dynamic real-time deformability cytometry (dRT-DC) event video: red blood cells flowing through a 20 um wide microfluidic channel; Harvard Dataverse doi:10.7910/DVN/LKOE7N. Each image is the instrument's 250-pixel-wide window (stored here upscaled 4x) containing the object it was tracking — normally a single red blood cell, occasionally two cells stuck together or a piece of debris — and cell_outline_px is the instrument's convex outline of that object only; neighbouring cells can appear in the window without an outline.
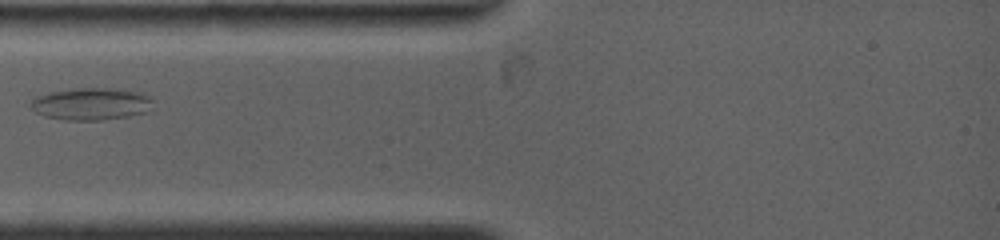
{"species": "common noctule bat (a hibernating species)", "species_latin": "Nyctalus noctula", "temperature_condition": "warm", "stored_images_in_passage": 76, "camera_frame_rate_fps": 4500, "um_per_image_px": 0.085, "animal": {"sex": "female", "body_mass_g": 19.0, "forearm_length_mm": 53.3}, "frame": {"image": 1, "passage_image": 1, "time_ms": 0.0, "image_size_px": [1000, 240], "cell_outline_px": [[152, 100], [144, 112], [128, 116], [100, 120], [64, 120], [44, 116], [36, 112], [28, 104], [36, 96], [48, 92], [80, 88], [108, 88], [140, 92], [148, 96]], "centroid_in_image_um": [7.66, 8.83], "position_along_channel_um": 77.3, "area_um2": 22.66}}
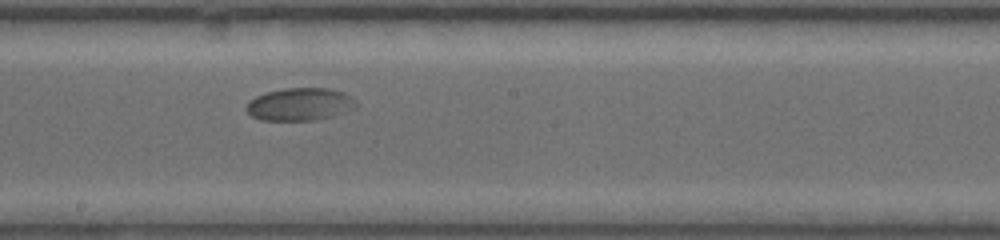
{"frame": {"image": 2, "passage_image": 34, "time_ms": 4.0, "image_size_px": [1000, 240], "cell_outline_px": [[356, 108], [332, 116], [312, 120], [260, 120], [252, 116], [244, 108], [248, 100], [256, 96], [268, 92], [284, 88], [328, 88], [344, 92], [352, 96], [356, 100]], "centroid_in_image_um": [25.49, 8.85], "position_along_channel_um": 222.7, "area_um2": 20.98}}
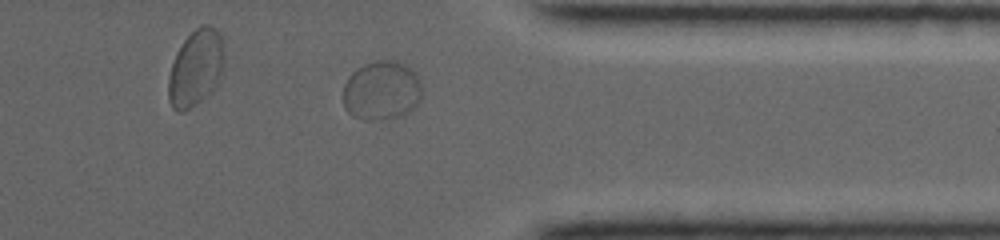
{"frame": {"image": 3, "passage_image": 65, "time_ms": 8.444, "image_size_px": [1000, 240], "cell_outline_px": [[424, 96], [408, 112], [392, 120], [380, 120], [352, 116], [344, 108], [344, 84], [348, 76], [356, 68], [364, 64], [376, 60], [396, 60], [408, 64], [416, 72], [420, 80]], "centroid_in_image_um": [32.48, 7.67], "position_along_channel_um": 378.9, "area_um2": 27.8}}